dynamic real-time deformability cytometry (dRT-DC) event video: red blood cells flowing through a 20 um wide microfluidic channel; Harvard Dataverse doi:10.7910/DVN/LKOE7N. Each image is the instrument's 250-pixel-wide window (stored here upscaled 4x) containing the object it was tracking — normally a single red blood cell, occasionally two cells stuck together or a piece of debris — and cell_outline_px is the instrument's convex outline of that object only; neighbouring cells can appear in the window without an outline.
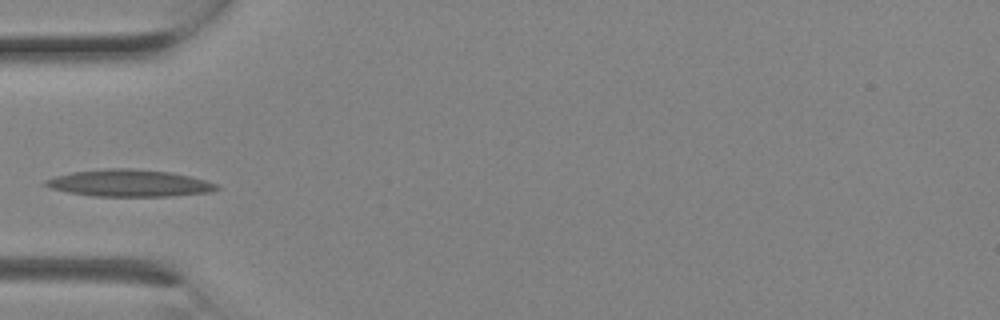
{"species": "Egyptian fruit bat (a non-hibernating species)", "species_latin": "Rousettus aegyptiacus", "temperature_condition": "room temperature", "stored_images_in_passage": 2, "camera_frame_rate_fps": 3000, "um_per_image_px": 0.085, "animal": {"sex": "female"}, "frame": {"image": 1, "passage_image": 2, "time_ms": 0.333, "image_size_px": [1000, 320], "cell_outline_px": [[220, 188], [208, 192], [172, 196], [96, 196], [68, 192], [52, 188], [44, 184], [44, 180], [56, 176], [72, 172], [108, 168], [132, 168], [168, 172], [188, 176], [204, 180], [216, 184]], "centroid_in_image_um": [10.97, 15.56], "position_along_channel_um": 74.0, "area_um2": 26.53}}